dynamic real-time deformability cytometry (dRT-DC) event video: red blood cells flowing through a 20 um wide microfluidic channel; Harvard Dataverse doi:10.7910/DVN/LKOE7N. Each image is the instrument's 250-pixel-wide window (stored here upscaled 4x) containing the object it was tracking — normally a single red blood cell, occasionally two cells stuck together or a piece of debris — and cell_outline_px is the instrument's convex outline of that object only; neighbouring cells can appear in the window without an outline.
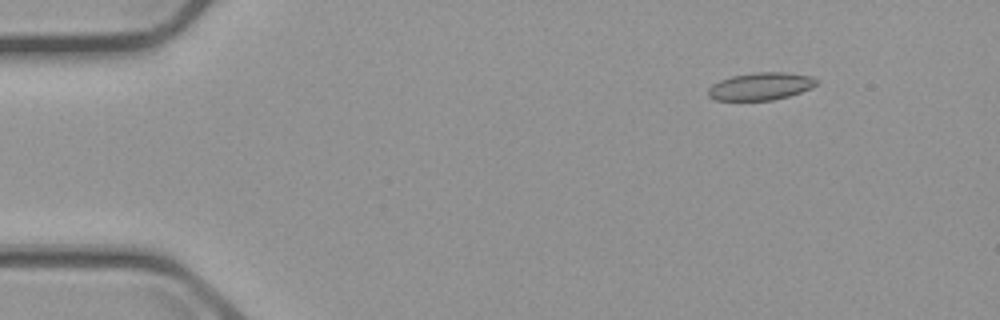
{"species": "common noctule bat (a hibernating species)", "species_latin": "Nyctalus noctula", "temperature_condition": "cold", "stored_images_in_passage": 5, "camera_frame_rate_fps": 3000, "um_per_image_px": 0.085, "animal": {"sex": "male", "body_mass_g": 23.1, "forearm_length_mm": 52.7}, "frame": {"image": 1, "passage_image": 2, "time_ms": 1.0, "image_size_px": [1000, 320], "cell_outline_px": [[820, 84], [812, 88], [788, 96], [772, 100], [716, 100], [708, 96], [708, 88], [712, 84], [720, 80], [732, 76], [756, 72], [784, 72], [812, 76]], "centroid_in_image_um": [64.67, 7.33], "position_along_channel_um": 20.3, "area_um2": 17.4}}
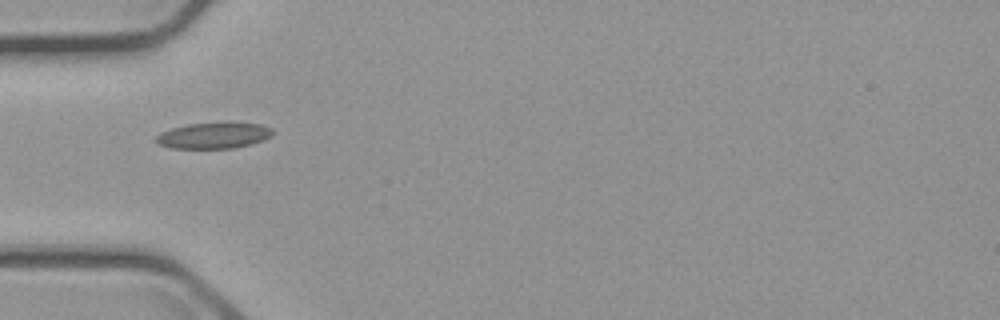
{"frame": {"image": 2, "passage_image": 5, "time_ms": 4.667, "image_size_px": [1000, 320], "cell_outline_px": [[276, 132], [272, 136], [264, 140], [252, 144], [232, 148], [172, 148], [160, 144], [156, 140], [156, 136], [160, 132], [172, 128], [188, 124], [228, 120], [260, 124], [272, 128]], "centroid_in_image_um": [18.26, 11.47], "position_along_channel_um": 66.7, "area_um2": 18.32}}